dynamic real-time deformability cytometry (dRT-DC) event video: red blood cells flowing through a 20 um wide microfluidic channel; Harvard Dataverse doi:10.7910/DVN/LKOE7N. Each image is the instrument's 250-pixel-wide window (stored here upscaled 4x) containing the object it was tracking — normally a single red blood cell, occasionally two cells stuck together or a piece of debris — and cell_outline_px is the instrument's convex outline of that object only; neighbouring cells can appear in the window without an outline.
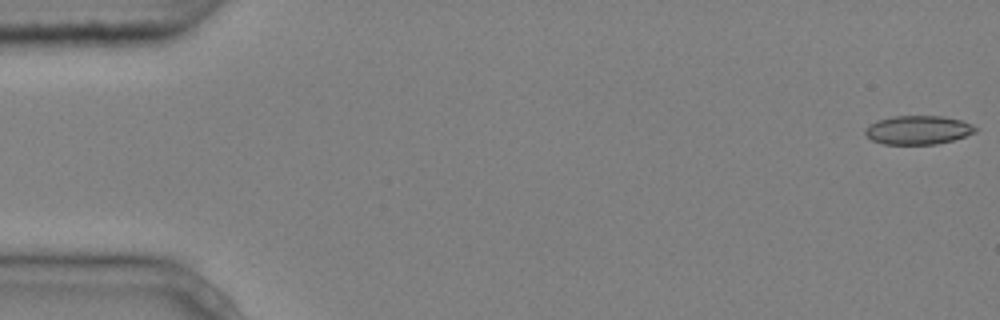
{"species": "common noctule bat (a hibernating species)", "species_latin": "Nyctalus noctula", "temperature_condition": "cold", "stored_images_in_passage": 5, "camera_frame_rate_fps": 3000, "um_per_image_px": 0.085, "animal": {"sex": "male", "body_mass_g": 20.4}, "frame": {"image": 1, "passage_image": 1, "time_ms": 0.0, "image_size_px": [1000, 320], "cell_outline_px": [[976, 132], [952, 140], [936, 144], [884, 144], [872, 140], [864, 132], [864, 128], [868, 124], [876, 120], [892, 116], [944, 116], [960, 120], [972, 124], [976, 128]], "centroid_in_image_um": [78.0, 11.04], "position_along_channel_um": 7.0, "area_um2": 18.5}}
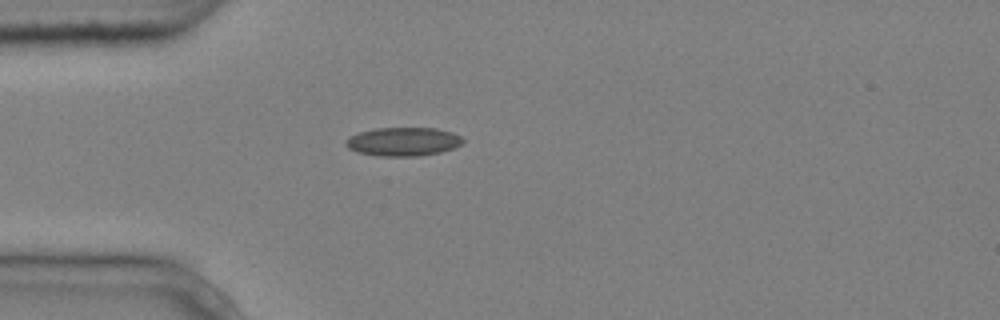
{"frame": {"image": 2, "passage_image": 4, "time_ms": 1.0, "image_size_px": [1000, 320], "cell_outline_px": [[464, 140], [460, 144], [452, 148], [440, 152], [416, 156], [380, 156], [356, 152], [348, 148], [344, 144], [352, 136], [360, 132], [376, 128], [436, 128], [452, 132], [460, 136]], "centroid_in_image_um": [34.27, 12.04], "position_along_channel_um": 50.7, "area_um2": 19.31}}